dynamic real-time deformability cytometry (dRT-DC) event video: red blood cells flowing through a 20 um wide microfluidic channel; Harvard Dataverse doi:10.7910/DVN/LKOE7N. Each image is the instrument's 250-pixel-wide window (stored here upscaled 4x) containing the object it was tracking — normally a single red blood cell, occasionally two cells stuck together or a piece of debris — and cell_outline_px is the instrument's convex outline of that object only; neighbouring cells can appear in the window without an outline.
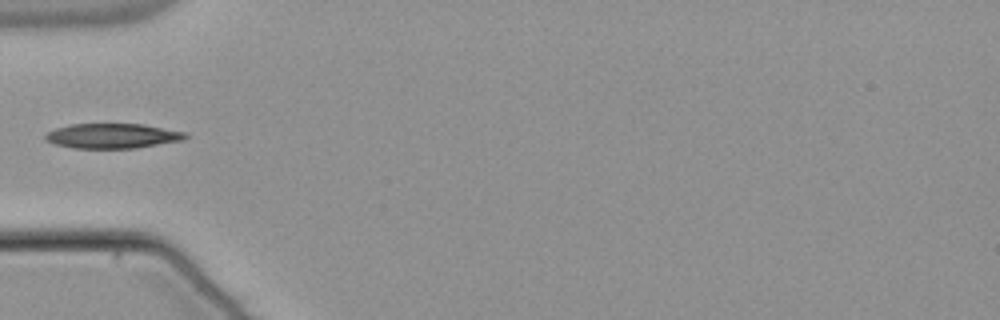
{"species": "common noctule bat (a hibernating species)", "species_latin": "Nyctalus noctula", "temperature_condition": "warm", "stored_images_in_passage": 37, "camera_frame_rate_fps": 3000, "um_per_image_px": 0.085, "animal": {"sex": "male", "body_mass_g": 21.5, "forearm_length_mm": 52.0}, "frame": {"image": 1, "passage_image": 1, "time_ms": 0.0, "image_size_px": [1000, 320], "cell_outline_px": [[188, 136], [184, 140], [136, 148], [76, 148], [56, 144], [44, 140], [44, 136], [48, 132], [56, 128], [72, 124], [144, 124], [184, 132]], "centroid_in_image_um": [9.56, 11.55], "position_along_channel_um": 75.4, "area_um2": 20.17}}
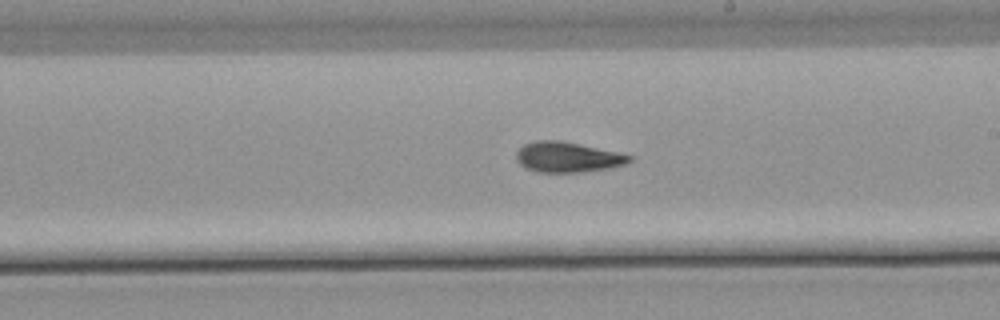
{"frame": {"image": 2, "passage_image": 14, "time_ms": 4.333, "image_size_px": [1000, 320], "cell_outline_px": [[632, 160], [628, 164], [608, 168], [580, 172], [536, 172], [524, 168], [516, 160], [516, 152], [524, 144], [536, 140], [560, 140], [616, 152], [632, 156]], "centroid_in_image_um": [48.21, 13.36], "position_along_channel_um": 240.8, "area_um2": 19.94}}
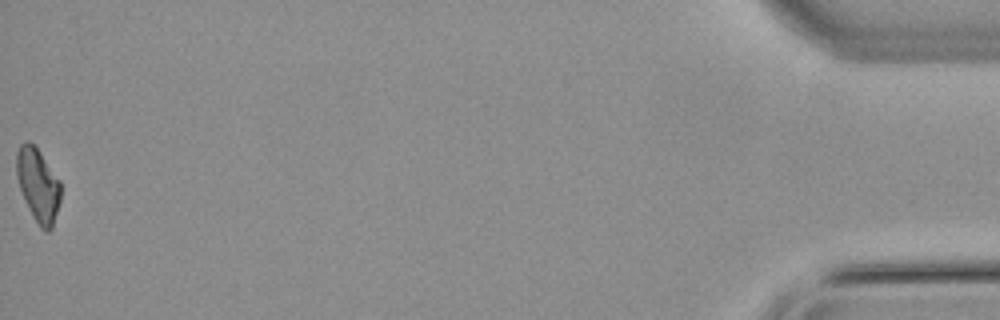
{"frame": {"image": 3, "passage_image": 37, "time_ms": 12.0, "image_size_px": [1000, 320], "cell_outline_px": [[60, 200], [52, 228], [48, 232], [44, 232], [40, 228], [20, 188], [16, 176], [16, 152], [20, 144], [24, 140], [28, 140], [36, 148], [60, 180]], "centroid_in_image_um": [3.23, 15.7], "position_along_channel_um": 432.0, "area_um2": 18.5}}